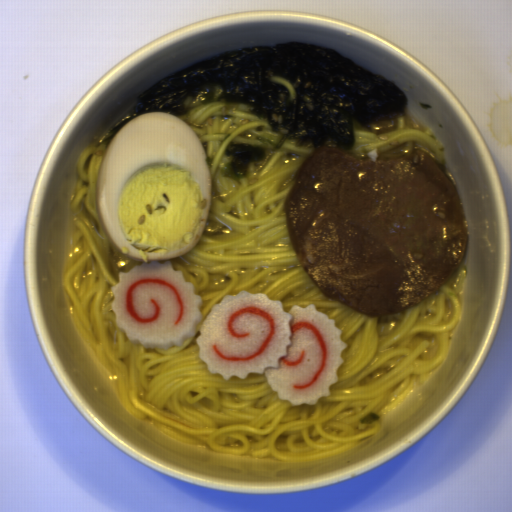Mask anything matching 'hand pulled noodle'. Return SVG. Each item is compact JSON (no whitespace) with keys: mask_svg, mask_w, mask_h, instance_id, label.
Instances as JSON below:
<instances>
[{"mask_svg":"<svg viewBox=\"0 0 512 512\" xmlns=\"http://www.w3.org/2000/svg\"><path fill=\"white\" fill-rule=\"evenodd\" d=\"M182 119L206 156L211 202L200 239L171 261L201 296L196 335L169 349L132 344L116 324L111 287L119 272L142 263L121 252L100 221L97 180L107 147L80 152L70 203L76 230L63 273L70 317L110 375L127 413L170 437L227 454L309 462L339 456L379 434L381 418L423 385L448 356L466 268L420 302L393 314L369 316L331 298L311 279L290 239L285 208L301 166L323 147L277 145L281 135L245 102L201 103L188 96ZM264 147L265 161L246 178L220 174L229 142ZM292 305L315 304L335 320L347 343L337 384L317 404L278 399L262 374L225 381L199 358L196 338L213 304L242 290Z\"/></svg>","mask_w":512,"mask_h":512,"instance_id":"hand-pulled-noodle-1","label":"hand pulled noodle"},{"mask_svg":"<svg viewBox=\"0 0 512 512\" xmlns=\"http://www.w3.org/2000/svg\"><path fill=\"white\" fill-rule=\"evenodd\" d=\"M354 145L345 150L362 160H399L424 151L443 165V148L435 133L428 127L418 130L406 126L404 116L397 118V128L375 134L353 118Z\"/></svg>","mask_w":512,"mask_h":512,"instance_id":"hand-pulled-noodle-2","label":"hand pulled noodle"}]
</instances>
